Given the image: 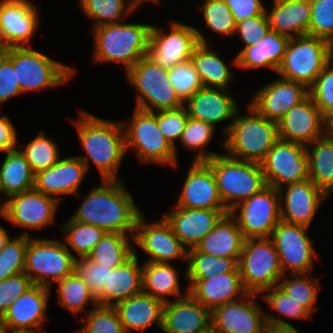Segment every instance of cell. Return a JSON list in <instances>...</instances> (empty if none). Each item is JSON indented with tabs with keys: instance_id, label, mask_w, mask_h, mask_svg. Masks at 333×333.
<instances>
[{
	"instance_id": "e575fe53",
	"label": "cell",
	"mask_w": 333,
	"mask_h": 333,
	"mask_svg": "<svg viewBox=\"0 0 333 333\" xmlns=\"http://www.w3.org/2000/svg\"><path fill=\"white\" fill-rule=\"evenodd\" d=\"M0 165V206L9 197L34 189L35 174L20 149L4 153ZM4 195L5 199L1 197Z\"/></svg>"
},
{
	"instance_id": "8fae6325",
	"label": "cell",
	"mask_w": 333,
	"mask_h": 333,
	"mask_svg": "<svg viewBox=\"0 0 333 333\" xmlns=\"http://www.w3.org/2000/svg\"><path fill=\"white\" fill-rule=\"evenodd\" d=\"M238 268L245 290L259 296L276 287L284 275L271 238L245 239Z\"/></svg>"
},
{
	"instance_id": "2644e50d",
	"label": "cell",
	"mask_w": 333,
	"mask_h": 333,
	"mask_svg": "<svg viewBox=\"0 0 333 333\" xmlns=\"http://www.w3.org/2000/svg\"><path fill=\"white\" fill-rule=\"evenodd\" d=\"M200 333H217V332L210 326L207 330H204Z\"/></svg>"
},
{
	"instance_id": "836d02e7",
	"label": "cell",
	"mask_w": 333,
	"mask_h": 333,
	"mask_svg": "<svg viewBox=\"0 0 333 333\" xmlns=\"http://www.w3.org/2000/svg\"><path fill=\"white\" fill-rule=\"evenodd\" d=\"M244 241L236 219L228 213L195 248L214 257L240 258Z\"/></svg>"
},
{
	"instance_id": "c3c4849f",
	"label": "cell",
	"mask_w": 333,
	"mask_h": 333,
	"mask_svg": "<svg viewBox=\"0 0 333 333\" xmlns=\"http://www.w3.org/2000/svg\"><path fill=\"white\" fill-rule=\"evenodd\" d=\"M28 236L26 229L17 237H11L0 251V281L24 272Z\"/></svg>"
},
{
	"instance_id": "89a4df30",
	"label": "cell",
	"mask_w": 333,
	"mask_h": 333,
	"mask_svg": "<svg viewBox=\"0 0 333 333\" xmlns=\"http://www.w3.org/2000/svg\"><path fill=\"white\" fill-rule=\"evenodd\" d=\"M7 47L5 46L4 42L1 39V34H0V54L3 53Z\"/></svg>"
},
{
	"instance_id": "44dd1931",
	"label": "cell",
	"mask_w": 333,
	"mask_h": 333,
	"mask_svg": "<svg viewBox=\"0 0 333 333\" xmlns=\"http://www.w3.org/2000/svg\"><path fill=\"white\" fill-rule=\"evenodd\" d=\"M256 91L248 104L264 118L277 123L309 95L305 85L281 77Z\"/></svg>"
},
{
	"instance_id": "f1b7e54d",
	"label": "cell",
	"mask_w": 333,
	"mask_h": 333,
	"mask_svg": "<svg viewBox=\"0 0 333 333\" xmlns=\"http://www.w3.org/2000/svg\"><path fill=\"white\" fill-rule=\"evenodd\" d=\"M186 280L189 282V294L210 311L248 294L243 286L240 272L220 273L211 279Z\"/></svg>"
},
{
	"instance_id": "7a4b0ae2",
	"label": "cell",
	"mask_w": 333,
	"mask_h": 333,
	"mask_svg": "<svg viewBox=\"0 0 333 333\" xmlns=\"http://www.w3.org/2000/svg\"><path fill=\"white\" fill-rule=\"evenodd\" d=\"M72 122L87 154L77 157L87 171L91 161L102 180H121L117 177L118 169L127 155L122 122L102 119L84 110H80L77 120Z\"/></svg>"
},
{
	"instance_id": "ffe728a7",
	"label": "cell",
	"mask_w": 333,
	"mask_h": 333,
	"mask_svg": "<svg viewBox=\"0 0 333 333\" xmlns=\"http://www.w3.org/2000/svg\"><path fill=\"white\" fill-rule=\"evenodd\" d=\"M36 8L29 0H0V34L7 48L32 47L40 22Z\"/></svg>"
},
{
	"instance_id": "8d00e7d4",
	"label": "cell",
	"mask_w": 333,
	"mask_h": 333,
	"mask_svg": "<svg viewBox=\"0 0 333 333\" xmlns=\"http://www.w3.org/2000/svg\"><path fill=\"white\" fill-rule=\"evenodd\" d=\"M210 44L199 43L190 57L204 87L228 90L235 79L230 68L219 57L218 52L210 49Z\"/></svg>"
},
{
	"instance_id": "11a10c76",
	"label": "cell",
	"mask_w": 333,
	"mask_h": 333,
	"mask_svg": "<svg viewBox=\"0 0 333 333\" xmlns=\"http://www.w3.org/2000/svg\"><path fill=\"white\" fill-rule=\"evenodd\" d=\"M188 118V112L184 105L177 109L157 112L158 127L164 137L174 147L176 157H178L176 155V141L180 140Z\"/></svg>"
},
{
	"instance_id": "f6af8a7d",
	"label": "cell",
	"mask_w": 333,
	"mask_h": 333,
	"mask_svg": "<svg viewBox=\"0 0 333 333\" xmlns=\"http://www.w3.org/2000/svg\"><path fill=\"white\" fill-rule=\"evenodd\" d=\"M44 131L29 141L20 151L29 162L34 174L47 170L60 160V150L56 142Z\"/></svg>"
},
{
	"instance_id": "a7ac6f4b",
	"label": "cell",
	"mask_w": 333,
	"mask_h": 333,
	"mask_svg": "<svg viewBox=\"0 0 333 333\" xmlns=\"http://www.w3.org/2000/svg\"><path fill=\"white\" fill-rule=\"evenodd\" d=\"M0 333H7L4 325L3 315L0 314Z\"/></svg>"
},
{
	"instance_id": "8c879c8a",
	"label": "cell",
	"mask_w": 333,
	"mask_h": 333,
	"mask_svg": "<svg viewBox=\"0 0 333 333\" xmlns=\"http://www.w3.org/2000/svg\"><path fill=\"white\" fill-rule=\"evenodd\" d=\"M161 0H152L153 3L158 4L160 3Z\"/></svg>"
},
{
	"instance_id": "7402d4cb",
	"label": "cell",
	"mask_w": 333,
	"mask_h": 333,
	"mask_svg": "<svg viewBox=\"0 0 333 333\" xmlns=\"http://www.w3.org/2000/svg\"><path fill=\"white\" fill-rule=\"evenodd\" d=\"M284 189H286L284 191ZM281 220L309 228L316 211L328 197L310 179L279 189Z\"/></svg>"
},
{
	"instance_id": "816d5d0a",
	"label": "cell",
	"mask_w": 333,
	"mask_h": 333,
	"mask_svg": "<svg viewBox=\"0 0 333 333\" xmlns=\"http://www.w3.org/2000/svg\"><path fill=\"white\" fill-rule=\"evenodd\" d=\"M309 36L322 38L333 45V0H310Z\"/></svg>"
},
{
	"instance_id": "9c48e42d",
	"label": "cell",
	"mask_w": 333,
	"mask_h": 333,
	"mask_svg": "<svg viewBox=\"0 0 333 333\" xmlns=\"http://www.w3.org/2000/svg\"><path fill=\"white\" fill-rule=\"evenodd\" d=\"M126 77L138 94L135 108L159 112L184 105L169 81L168 69L156 64L147 55L126 72Z\"/></svg>"
},
{
	"instance_id": "7bdbcfd3",
	"label": "cell",
	"mask_w": 333,
	"mask_h": 333,
	"mask_svg": "<svg viewBox=\"0 0 333 333\" xmlns=\"http://www.w3.org/2000/svg\"><path fill=\"white\" fill-rule=\"evenodd\" d=\"M309 274H284L278 283V287L291 299L295 300L305 307L312 315L315 313L317 306V295L319 293L320 283L318 279L311 278Z\"/></svg>"
},
{
	"instance_id": "d6986e66",
	"label": "cell",
	"mask_w": 333,
	"mask_h": 333,
	"mask_svg": "<svg viewBox=\"0 0 333 333\" xmlns=\"http://www.w3.org/2000/svg\"><path fill=\"white\" fill-rule=\"evenodd\" d=\"M257 295L248 293L216 307L211 311V327L217 333H263L266 313L258 305Z\"/></svg>"
},
{
	"instance_id": "9a60e30c",
	"label": "cell",
	"mask_w": 333,
	"mask_h": 333,
	"mask_svg": "<svg viewBox=\"0 0 333 333\" xmlns=\"http://www.w3.org/2000/svg\"><path fill=\"white\" fill-rule=\"evenodd\" d=\"M266 185L280 189L284 185L309 179L306 146L278 140L261 162Z\"/></svg>"
},
{
	"instance_id": "5b68a950",
	"label": "cell",
	"mask_w": 333,
	"mask_h": 333,
	"mask_svg": "<svg viewBox=\"0 0 333 333\" xmlns=\"http://www.w3.org/2000/svg\"><path fill=\"white\" fill-rule=\"evenodd\" d=\"M204 162L211 168L219 195L229 212L267 186L261 163L221 153Z\"/></svg>"
},
{
	"instance_id": "b9f144b4",
	"label": "cell",
	"mask_w": 333,
	"mask_h": 333,
	"mask_svg": "<svg viewBox=\"0 0 333 333\" xmlns=\"http://www.w3.org/2000/svg\"><path fill=\"white\" fill-rule=\"evenodd\" d=\"M57 284L58 303L74 316L87 309L86 306L90 302L93 307L98 305L87 284L75 271L63 280L58 281Z\"/></svg>"
},
{
	"instance_id": "4fadbf2b",
	"label": "cell",
	"mask_w": 333,
	"mask_h": 333,
	"mask_svg": "<svg viewBox=\"0 0 333 333\" xmlns=\"http://www.w3.org/2000/svg\"><path fill=\"white\" fill-rule=\"evenodd\" d=\"M230 214L236 219L245 239L271 238L281 220L279 190L267 185L239 203Z\"/></svg>"
},
{
	"instance_id": "ab89813d",
	"label": "cell",
	"mask_w": 333,
	"mask_h": 333,
	"mask_svg": "<svg viewBox=\"0 0 333 333\" xmlns=\"http://www.w3.org/2000/svg\"><path fill=\"white\" fill-rule=\"evenodd\" d=\"M240 258L214 257L199 252L196 248L188 250L185 279H211L220 273L240 272Z\"/></svg>"
},
{
	"instance_id": "681fc988",
	"label": "cell",
	"mask_w": 333,
	"mask_h": 333,
	"mask_svg": "<svg viewBox=\"0 0 333 333\" xmlns=\"http://www.w3.org/2000/svg\"><path fill=\"white\" fill-rule=\"evenodd\" d=\"M199 11L212 32L233 37L236 32L235 18L223 0H203Z\"/></svg>"
},
{
	"instance_id": "be15d7a7",
	"label": "cell",
	"mask_w": 333,
	"mask_h": 333,
	"mask_svg": "<svg viewBox=\"0 0 333 333\" xmlns=\"http://www.w3.org/2000/svg\"><path fill=\"white\" fill-rule=\"evenodd\" d=\"M265 313L267 323L264 326L263 333H301L284 318Z\"/></svg>"
},
{
	"instance_id": "83f0119b",
	"label": "cell",
	"mask_w": 333,
	"mask_h": 333,
	"mask_svg": "<svg viewBox=\"0 0 333 333\" xmlns=\"http://www.w3.org/2000/svg\"><path fill=\"white\" fill-rule=\"evenodd\" d=\"M211 326V311L190 294L163 308V333H200Z\"/></svg>"
},
{
	"instance_id": "1f68e13d",
	"label": "cell",
	"mask_w": 333,
	"mask_h": 333,
	"mask_svg": "<svg viewBox=\"0 0 333 333\" xmlns=\"http://www.w3.org/2000/svg\"><path fill=\"white\" fill-rule=\"evenodd\" d=\"M289 37L270 30L259 43L243 47L232 60L234 67L249 70L269 68L277 72L283 57Z\"/></svg>"
},
{
	"instance_id": "f5cc1de1",
	"label": "cell",
	"mask_w": 333,
	"mask_h": 333,
	"mask_svg": "<svg viewBox=\"0 0 333 333\" xmlns=\"http://www.w3.org/2000/svg\"><path fill=\"white\" fill-rule=\"evenodd\" d=\"M112 270L110 266L101 265L87 257L75 259V272L87 284L96 300L102 295L104 287L108 286L109 271Z\"/></svg>"
},
{
	"instance_id": "f35d334b",
	"label": "cell",
	"mask_w": 333,
	"mask_h": 333,
	"mask_svg": "<svg viewBox=\"0 0 333 333\" xmlns=\"http://www.w3.org/2000/svg\"><path fill=\"white\" fill-rule=\"evenodd\" d=\"M134 235L107 232L105 236L94 246L88 259L104 266L116 268L122 265L134 254Z\"/></svg>"
},
{
	"instance_id": "d590c367",
	"label": "cell",
	"mask_w": 333,
	"mask_h": 333,
	"mask_svg": "<svg viewBox=\"0 0 333 333\" xmlns=\"http://www.w3.org/2000/svg\"><path fill=\"white\" fill-rule=\"evenodd\" d=\"M142 291L164 303L171 301L167 296L175 299L189 294L181 292L178 270L170 263L144 262L142 271Z\"/></svg>"
},
{
	"instance_id": "9f6ffc18",
	"label": "cell",
	"mask_w": 333,
	"mask_h": 333,
	"mask_svg": "<svg viewBox=\"0 0 333 333\" xmlns=\"http://www.w3.org/2000/svg\"><path fill=\"white\" fill-rule=\"evenodd\" d=\"M309 96L324 113L333 109V61L331 60L308 88Z\"/></svg>"
},
{
	"instance_id": "5bb4252c",
	"label": "cell",
	"mask_w": 333,
	"mask_h": 333,
	"mask_svg": "<svg viewBox=\"0 0 333 333\" xmlns=\"http://www.w3.org/2000/svg\"><path fill=\"white\" fill-rule=\"evenodd\" d=\"M306 226L280 220L274 228L271 239L279 255L283 274L313 273L314 259L317 258L312 237L307 235Z\"/></svg>"
},
{
	"instance_id": "ba28073f",
	"label": "cell",
	"mask_w": 333,
	"mask_h": 333,
	"mask_svg": "<svg viewBox=\"0 0 333 333\" xmlns=\"http://www.w3.org/2000/svg\"><path fill=\"white\" fill-rule=\"evenodd\" d=\"M331 60V43L319 37L297 36L289 39L276 73L283 79L301 83L309 88Z\"/></svg>"
},
{
	"instance_id": "74e56055",
	"label": "cell",
	"mask_w": 333,
	"mask_h": 333,
	"mask_svg": "<svg viewBox=\"0 0 333 333\" xmlns=\"http://www.w3.org/2000/svg\"><path fill=\"white\" fill-rule=\"evenodd\" d=\"M309 179L328 196L333 191V138L322 136L306 146Z\"/></svg>"
},
{
	"instance_id": "30bf717a",
	"label": "cell",
	"mask_w": 333,
	"mask_h": 333,
	"mask_svg": "<svg viewBox=\"0 0 333 333\" xmlns=\"http://www.w3.org/2000/svg\"><path fill=\"white\" fill-rule=\"evenodd\" d=\"M63 241L28 236L24 273L33 284L51 288L75 271L77 257Z\"/></svg>"
},
{
	"instance_id": "d6a6232c",
	"label": "cell",
	"mask_w": 333,
	"mask_h": 333,
	"mask_svg": "<svg viewBox=\"0 0 333 333\" xmlns=\"http://www.w3.org/2000/svg\"><path fill=\"white\" fill-rule=\"evenodd\" d=\"M271 30L289 38L308 34L311 20L310 0H280L266 9Z\"/></svg>"
},
{
	"instance_id": "2e32d148",
	"label": "cell",
	"mask_w": 333,
	"mask_h": 333,
	"mask_svg": "<svg viewBox=\"0 0 333 333\" xmlns=\"http://www.w3.org/2000/svg\"><path fill=\"white\" fill-rule=\"evenodd\" d=\"M60 201L35 189L13 195L1 207V217L23 229H44L55 223Z\"/></svg>"
},
{
	"instance_id": "d4e9b609",
	"label": "cell",
	"mask_w": 333,
	"mask_h": 333,
	"mask_svg": "<svg viewBox=\"0 0 333 333\" xmlns=\"http://www.w3.org/2000/svg\"><path fill=\"white\" fill-rule=\"evenodd\" d=\"M228 210L188 209L174 206L163 217L174 235L189 250L195 248Z\"/></svg>"
},
{
	"instance_id": "484cf974",
	"label": "cell",
	"mask_w": 333,
	"mask_h": 333,
	"mask_svg": "<svg viewBox=\"0 0 333 333\" xmlns=\"http://www.w3.org/2000/svg\"><path fill=\"white\" fill-rule=\"evenodd\" d=\"M86 174V165L77 156L63 157L52 167L35 174L34 189L60 201L63 195L79 194Z\"/></svg>"
},
{
	"instance_id": "6f0895ef",
	"label": "cell",
	"mask_w": 333,
	"mask_h": 333,
	"mask_svg": "<svg viewBox=\"0 0 333 333\" xmlns=\"http://www.w3.org/2000/svg\"><path fill=\"white\" fill-rule=\"evenodd\" d=\"M271 30L266 14H261L236 23L235 35H239L244 47L252 46L260 41Z\"/></svg>"
},
{
	"instance_id": "60d3db41",
	"label": "cell",
	"mask_w": 333,
	"mask_h": 333,
	"mask_svg": "<svg viewBox=\"0 0 333 333\" xmlns=\"http://www.w3.org/2000/svg\"><path fill=\"white\" fill-rule=\"evenodd\" d=\"M78 4L84 15L94 23L93 28L120 23L138 10L130 0H79Z\"/></svg>"
},
{
	"instance_id": "bcb514c9",
	"label": "cell",
	"mask_w": 333,
	"mask_h": 333,
	"mask_svg": "<svg viewBox=\"0 0 333 333\" xmlns=\"http://www.w3.org/2000/svg\"><path fill=\"white\" fill-rule=\"evenodd\" d=\"M215 128L212 124L188 118L179 141L184 148L197 151L193 161H206L218 155L217 152L204 150L214 138Z\"/></svg>"
},
{
	"instance_id": "4316f807",
	"label": "cell",
	"mask_w": 333,
	"mask_h": 333,
	"mask_svg": "<svg viewBox=\"0 0 333 333\" xmlns=\"http://www.w3.org/2000/svg\"><path fill=\"white\" fill-rule=\"evenodd\" d=\"M279 139L307 146L324 136L322 113L308 95L278 123Z\"/></svg>"
},
{
	"instance_id": "3957f363",
	"label": "cell",
	"mask_w": 333,
	"mask_h": 333,
	"mask_svg": "<svg viewBox=\"0 0 333 333\" xmlns=\"http://www.w3.org/2000/svg\"><path fill=\"white\" fill-rule=\"evenodd\" d=\"M152 25L113 23L92 28L94 63H121L125 73L148 54Z\"/></svg>"
},
{
	"instance_id": "91938a15",
	"label": "cell",
	"mask_w": 333,
	"mask_h": 333,
	"mask_svg": "<svg viewBox=\"0 0 333 333\" xmlns=\"http://www.w3.org/2000/svg\"><path fill=\"white\" fill-rule=\"evenodd\" d=\"M12 61L0 54V105L21 94Z\"/></svg>"
},
{
	"instance_id": "680465c9",
	"label": "cell",
	"mask_w": 333,
	"mask_h": 333,
	"mask_svg": "<svg viewBox=\"0 0 333 333\" xmlns=\"http://www.w3.org/2000/svg\"><path fill=\"white\" fill-rule=\"evenodd\" d=\"M34 284L23 272L0 281V314H4L15 298L25 293Z\"/></svg>"
},
{
	"instance_id": "ac0fdd59",
	"label": "cell",
	"mask_w": 333,
	"mask_h": 333,
	"mask_svg": "<svg viewBox=\"0 0 333 333\" xmlns=\"http://www.w3.org/2000/svg\"><path fill=\"white\" fill-rule=\"evenodd\" d=\"M51 288L33 285L12 302L3 314L7 333H45Z\"/></svg>"
},
{
	"instance_id": "603a6c76",
	"label": "cell",
	"mask_w": 333,
	"mask_h": 333,
	"mask_svg": "<svg viewBox=\"0 0 333 333\" xmlns=\"http://www.w3.org/2000/svg\"><path fill=\"white\" fill-rule=\"evenodd\" d=\"M175 206L188 209L227 210L215 177L204 161H192Z\"/></svg>"
},
{
	"instance_id": "94428289",
	"label": "cell",
	"mask_w": 333,
	"mask_h": 333,
	"mask_svg": "<svg viewBox=\"0 0 333 333\" xmlns=\"http://www.w3.org/2000/svg\"><path fill=\"white\" fill-rule=\"evenodd\" d=\"M231 10L236 23L246 18L266 14L262 0H223Z\"/></svg>"
},
{
	"instance_id": "4dcf8cb0",
	"label": "cell",
	"mask_w": 333,
	"mask_h": 333,
	"mask_svg": "<svg viewBox=\"0 0 333 333\" xmlns=\"http://www.w3.org/2000/svg\"><path fill=\"white\" fill-rule=\"evenodd\" d=\"M142 271L139 258L134 254L122 265L109 271L108 286L97 299L98 305L115 306L118 302L142 292Z\"/></svg>"
},
{
	"instance_id": "52a82bcc",
	"label": "cell",
	"mask_w": 333,
	"mask_h": 333,
	"mask_svg": "<svg viewBox=\"0 0 333 333\" xmlns=\"http://www.w3.org/2000/svg\"><path fill=\"white\" fill-rule=\"evenodd\" d=\"M130 122L121 121L126 151L134 150L138 161L177 168L174 147L164 137L157 123V112L134 108ZM129 124V125H127Z\"/></svg>"
},
{
	"instance_id": "e7e4bbea",
	"label": "cell",
	"mask_w": 333,
	"mask_h": 333,
	"mask_svg": "<svg viewBox=\"0 0 333 333\" xmlns=\"http://www.w3.org/2000/svg\"><path fill=\"white\" fill-rule=\"evenodd\" d=\"M322 130L324 136L333 138V109L322 113Z\"/></svg>"
},
{
	"instance_id": "ee69618b",
	"label": "cell",
	"mask_w": 333,
	"mask_h": 333,
	"mask_svg": "<svg viewBox=\"0 0 333 333\" xmlns=\"http://www.w3.org/2000/svg\"><path fill=\"white\" fill-rule=\"evenodd\" d=\"M65 245L71 247L79 258L87 257L94 246L105 236V230L94 225L73 221L69 218L61 226Z\"/></svg>"
},
{
	"instance_id": "f546056e",
	"label": "cell",
	"mask_w": 333,
	"mask_h": 333,
	"mask_svg": "<svg viewBox=\"0 0 333 333\" xmlns=\"http://www.w3.org/2000/svg\"><path fill=\"white\" fill-rule=\"evenodd\" d=\"M164 304L163 301L142 291L118 302L114 307L126 333H130V330L143 332L152 324L162 329Z\"/></svg>"
},
{
	"instance_id": "03108f58",
	"label": "cell",
	"mask_w": 333,
	"mask_h": 333,
	"mask_svg": "<svg viewBox=\"0 0 333 333\" xmlns=\"http://www.w3.org/2000/svg\"><path fill=\"white\" fill-rule=\"evenodd\" d=\"M8 230L4 229L2 225H0V251L5 247L6 243L10 240V236L8 235Z\"/></svg>"
},
{
	"instance_id": "f907efd6",
	"label": "cell",
	"mask_w": 333,
	"mask_h": 333,
	"mask_svg": "<svg viewBox=\"0 0 333 333\" xmlns=\"http://www.w3.org/2000/svg\"><path fill=\"white\" fill-rule=\"evenodd\" d=\"M168 73L169 81L183 103L204 87L190 60L176 64Z\"/></svg>"
},
{
	"instance_id": "e0dca14e",
	"label": "cell",
	"mask_w": 333,
	"mask_h": 333,
	"mask_svg": "<svg viewBox=\"0 0 333 333\" xmlns=\"http://www.w3.org/2000/svg\"><path fill=\"white\" fill-rule=\"evenodd\" d=\"M133 241L148 255L145 262L169 263L177 259L187 261L188 249L174 235L164 217L148 223L144 214H141L136 223Z\"/></svg>"
},
{
	"instance_id": "7c38bea8",
	"label": "cell",
	"mask_w": 333,
	"mask_h": 333,
	"mask_svg": "<svg viewBox=\"0 0 333 333\" xmlns=\"http://www.w3.org/2000/svg\"><path fill=\"white\" fill-rule=\"evenodd\" d=\"M169 32L152 25L147 56L163 68L170 69L176 64L190 60L193 50L199 44H209L198 28L171 21Z\"/></svg>"
},
{
	"instance_id": "6125c7cd",
	"label": "cell",
	"mask_w": 333,
	"mask_h": 333,
	"mask_svg": "<svg viewBox=\"0 0 333 333\" xmlns=\"http://www.w3.org/2000/svg\"><path fill=\"white\" fill-rule=\"evenodd\" d=\"M7 115L0 116V153L17 149V132Z\"/></svg>"
},
{
	"instance_id": "8992f818",
	"label": "cell",
	"mask_w": 333,
	"mask_h": 333,
	"mask_svg": "<svg viewBox=\"0 0 333 333\" xmlns=\"http://www.w3.org/2000/svg\"><path fill=\"white\" fill-rule=\"evenodd\" d=\"M3 53L13 63L23 94L63 86L76 73V69L34 50L33 46L10 47Z\"/></svg>"
},
{
	"instance_id": "003e7915",
	"label": "cell",
	"mask_w": 333,
	"mask_h": 333,
	"mask_svg": "<svg viewBox=\"0 0 333 333\" xmlns=\"http://www.w3.org/2000/svg\"><path fill=\"white\" fill-rule=\"evenodd\" d=\"M138 9L139 6H141V4H143L144 2H152V0H130Z\"/></svg>"
},
{
	"instance_id": "7dc6e473",
	"label": "cell",
	"mask_w": 333,
	"mask_h": 333,
	"mask_svg": "<svg viewBox=\"0 0 333 333\" xmlns=\"http://www.w3.org/2000/svg\"><path fill=\"white\" fill-rule=\"evenodd\" d=\"M87 311L77 333H126L114 306L97 305Z\"/></svg>"
},
{
	"instance_id": "277c9868",
	"label": "cell",
	"mask_w": 333,
	"mask_h": 333,
	"mask_svg": "<svg viewBox=\"0 0 333 333\" xmlns=\"http://www.w3.org/2000/svg\"><path fill=\"white\" fill-rule=\"evenodd\" d=\"M248 115L236 113L220 143L231 158L261 163L279 140L278 123L260 115L247 105Z\"/></svg>"
},
{
	"instance_id": "cb8c5ba5",
	"label": "cell",
	"mask_w": 333,
	"mask_h": 333,
	"mask_svg": "<svg viewBox=\"0 0 333 333\" xmlns=\"http://www.w3.org/2000/svg\"><path fill=\"white\" fill-rule=\"evenodd\" d=\"M184 106L189 117L212 124L214 127L219 123L231 121L223 127V136L228 132L239 110L237 100L231 96L229 90L206 87L191 96Z\"/></svg>"
},
{
	"instance_id": "6da1fadb",
	"label": "cell",
	"mask_w": 333,
	"mask_h": 333,
	"mask_svg": "<svg viewBox=\"0 0 333 333\" xmlns=\"http://www.w3.org/2000/svg\"><path fill=\"white\" fill-rule=\"evenodd\" d=\"M125 188L122 180H102L87 193L71 219L106 232L134 235L142 211Z\"/></svg>"
},
{
	"instance_id": "db71d44e",
	"label": "cell",
	"mask_w": 333,
	"mask_h": 333,
	"mask_svg": "<svg viewBox=\"0 0 333 333\" xmlns=\"http://www.w3.org/2000/svg\"><path fill=\"white\" fill-rule=\"evenodd\" d=\"M264 291L260 298L264 299V302L270 309L285 318L292 319H311L312 314L301 304L296 302L287 296L278 286L272 287Z\"/></svg>"
}]
</instances>
